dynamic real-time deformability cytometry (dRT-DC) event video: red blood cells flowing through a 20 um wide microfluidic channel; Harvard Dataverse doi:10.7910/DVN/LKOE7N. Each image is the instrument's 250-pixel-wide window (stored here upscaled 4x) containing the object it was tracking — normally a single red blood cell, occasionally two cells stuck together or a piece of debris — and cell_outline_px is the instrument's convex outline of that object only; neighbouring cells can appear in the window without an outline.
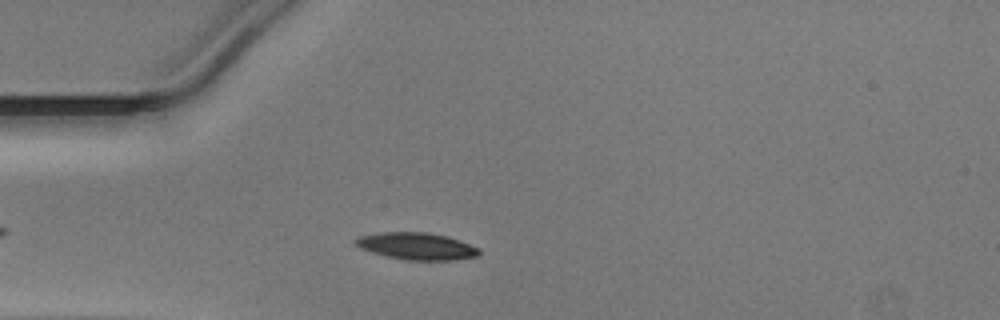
{"species": "Egyptian fruit bat (a non-hibernating species)", "species_latin": "Rousettus aegyptiacus", "temperature_condition": "warm", "stored_images_in_passage": 37, "camera_frame_rate_fps": 3000, "um_per_image_px": 0.085, "animal": {"sex": "male"}, "frame": {"image": 1, "passage_image": 8, "time_ms": 2.333, "image_size_px": [1000, 320], "cell_outline_px": [[480, 256], [452, 260], [404, 260], [384, 256], [360, 248], [352, 240], [360, 236], [380, 232], [424, 232], [444, 236], [480, 248]], "centroid_in_image_um": [35.38, 20.93], "position_along_channel_um": 49.6, "area_um2": 19.36}}
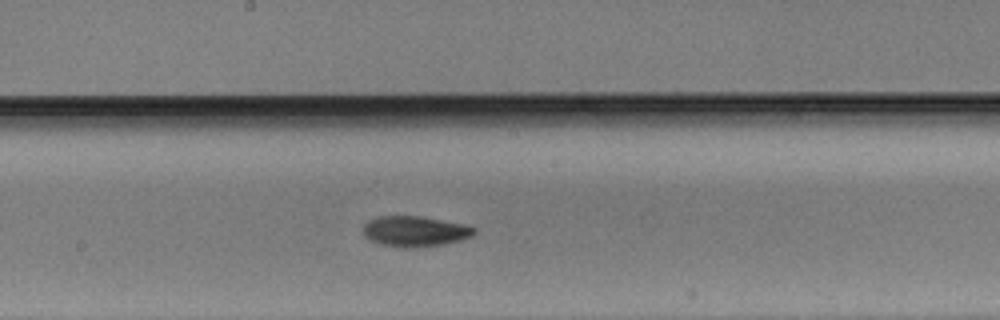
{"frame": {"image": 2, "passage_image": 21, "time_ms": 6.667, "image_size_px": [1000, 320], "cell_outline_px": [[476, 232], [472, 236], [460, 240], [444, 244], [404, 248], [380, 244], [368, 240], [364, 236], [364, 224], [368, 220], [376, 216], [420, 216], [464, 224], [476, 228]], "centroid_in_image_um": [35.24, 19.66], "position_along_channel_um": 213.0, "area_um2": 19.77}}
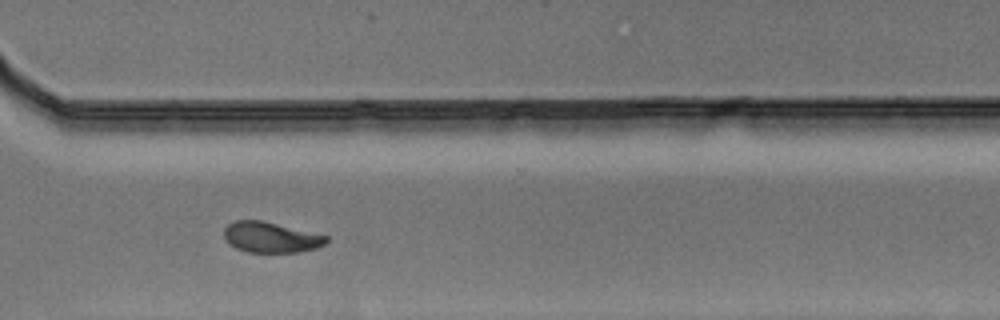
{"frame": {"image": 3, "passage_image": 31, "time_ms": 10.0, "image_size_px": [1000, 320], "cell_outline_px": [[328, 244], [316, 248], [300, 252], [248, 252], [236, 248], [228, 244], [224, 240], [224, 228], [228, 224], [236, 220], [264, 220], [328, 236]], "centroid_in_image_um": [23.02, 20.17], "position_along_channel_um": 347.6, "area_um2": 18.5}}